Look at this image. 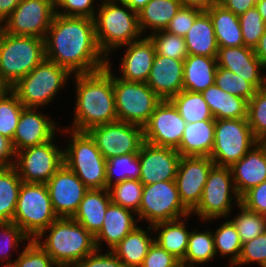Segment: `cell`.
I'll list each match as a JSON object with an SVG mask.
<instances>
[{
    "mask_svg": "<svg viewBox=\"0 0 266 267\" xmlns=\"http://www.w3.org/2000/svg\"><path fill=\"white\" fill-rule=\"evenodd\" d=\"M57 218L46 184L22 182L13 223L32 240Z\"/></svg>",
    "mask_w": 266,
    "mask_h": 267,
    "instance_id": "8",
    "label": "cell"
},
{
    "mask_svg": "<svg viewBox=\"0 0 266 267\" xmlns=\"http://www.w3.org/2000/svg\"><path fill=\"white\" fill-rule=\"evenodd\" d=\"M55 14L49 0H22L0 28L8 34L44 39Z\"/></svg>",
    "mask_w": 266,
    "mask_h": 267,
    "instance_id": "14",
    "label": "cell"
},
{
    "mask_svg": "<svg viewBox=\"0 0 266 267\" xmlns=\"http://www.w3.org/2000/svg\"><path fill=\"white\" fill-rule=\"evenodd\" d=\"M34 240L55 264L78 263L96 250L94 236L73 218L58 217Z\"/></svg>",
    "mask_w": 266,
    "mask_h": 267,
    "instance_id": "4",
    "label": "cell"
},
{
    "mask_svg": "<svg viewBox=\"0 0 266 267\" xmlns=\"http://www.w3.org/2000/svg\"><path fill=\"white\" fill-rule=\"evenodd\" d=\"M94 0H63L57 7L65 10L64 12L56 9L57 15L62 16H76L94 18L96 10H94Z\"/></svg>",
    "mask_w": 266,
    "mask_h": 267,
    "instance_id": "51",
    "label": "cell"
},
{
    "mask_svg": "<svg viewBox=\"0 0 266 267\" xmlns=\"http://www.w3.org/2000/svg\"><path fill=\"white\" fill-rule=\"evenodd\" d=\"M110 203L107 188L89 189L72 218L95 236L103 226L104 215Z\"/></svg>",
    "mask_w": 266,
    "mask_h": 267,
    "instance_id": "26",
    "label": "cell"
},
{
    "mask_svg": "<svg viewBox=\"0 0 266 267\" xmlns=\"http://www.w3.org/2000/svg\"><path fill=\"white\" fill-rule=\"evenodd\" d=\"M214 84L223 91L249 101L255 94L256 88L247 80L233 71L217 67Z\"/></svg>",
    "mask_w": 266,
    "mask_h": 267,
    "instance_id": "45",
    "label": "cell"
},
{
    "mask_svg": "<svg viewBox=\"0 0 266 267\" xmlns=\"http://www.w3.org/2000/svg\"><path fill=\"white\" fill-rule=\"evenodd\" d=\"M111 62L104 69L87 74H74L76 104L70 129L87 132L91 128L118 121L113 90Z\"/></svg>",
    "mask_w": 266,
    "mask_h": 267,
    "instance_id": "2",
    "label": "cell"
},
{
    "mask_svg": "<svg viewBox=\"0 0 266 267\" xmlns=\"http://www.w3.org/2000/svg\"><path fill=\"white\" fill-rule=\"evenodd\" d=\"M215 120L186 123L177 151L181 156L210 157L214 144Z\"/></svg>",
    "mask_w": 266,
    "mask_h": 267,
    "instance_id": "27",
    "label": "cell"
},
{
    "mask_svg": "<svg viewBox=\"0 0 266 267\" xmlns=\"http://www.w3.org/2000/svg\"><path fill=\"white\" fill-rule=\"evenodd\" d=\"M179 260L153 242L140 267H172Z\"/></svg>",
    "mask_w": 266,
    "mask_h": 267,
    "instance_id": "53",
    "label": "cell"
},
{
    "mask_svg": "<svg viewBox=\"0 0 266 267\" xmlns=\"http://www.w3.org/2000/svg\"><path fill=\"white\" fill-rule=\"evenodd\" d=\"M241 204L256 213L266 212V180L251 188L241 197Z\"/></svg>",
    "mask_w": 266,
    "mask_h": 267,
    "instance_id": "52",
    "label": "cell"
},
{
    "mask_svg": "<svg viewBox=\"0 0 266 267\" xmlns=\"http://www.w3.org/2000/svg\"><path fill=\"white\" fill-rule=\"evenodd\" d=\"M54 212L72 218L89 188L63 164L46 183Z\"/></svg>",
    "mask_w": 266,
    "mask_h": 267,
    "instance_id": "18",
    "label": "cell"
},
{
    "mask_svg": "<svg viewBox=\"0 0 266 267\" xmlns=\"http://www.w3.org/2000/svg\"><path fill=\"white\" fill-rule=\"evenodd\" d=\"M215 120L247 118L248 101L223 91L215 84L202 93Z\"/></svg>",
    "mask_w": 266,
    "mask_h": 267,
    "instance_id": "31",
    "label": "cell"
},
{
    "mask_svg": "<svg viewBox=\"0 0 266 267\" xmlns=\"http://www.w3.org/2000/svg\"><path fill=\"white\" fill-rule=\"evenodd\" d=\"M250 262H256L261 267H266V231L252 240L242 243L240 257L234 266Z\"/></svg>",
    "mask_w": 266,
    "mask_h": 267,
    "instance_id": "47",
    "label": "cell"
},
{
    "mask_svg": "<svg viewBox=\"0 0 266 267\" xmlns=\"http://www.w3.org/2000/svg\"><path fill=\"white\" fill-rule=\"evenodd\" d=\"M172 267H188L183 261H178L174 266Z\"/></svg>",
    "mask_w": 266,
    "mask_h": 267,
    "instance_id": "66",
    "label": "cell"
},
{
    "mask_svg": "<svg viewBox=\"0 0 266 267\" xmlns=\"http://www.w3.org/2000/svg\"><path fill=\"white\" fill-rule=\"evenodd\" d=\"M180 153L173 148L143 142L139 150L140 181L143 185L175 180Z\"/></svg>",
    "mask_w": 266,
    "mask_h": 267,
    "instance_id": "19",
    "label": "cell"
},
{
    "mask_svg": "<svg viewBox=\"0 0 266 267\" xmlns=\"http://www.w3.org/2000/svg\"><path fill=\"white\" fill-rule=\"evenodd\" d=\"M15 262L18 267H54L56 265L34 239L29 240Z\"/></svg>",
    "mask_w": 266,
    "mask_h": 267,
    "instance_id": "49",
    "label": "cell"
},
{
    "mask_svg": "<svg viewBox=\"0 0 266 267\" xmlns=\"http://www.w3.org/2000/svg\"><path fill=\"white\" fill-rule=\"evenodd\" d=\"M155 47V53L177 60H185L188 56L185 38L171 34L165 30L148 36Z\"/></svg>",
    "mask_w": 266,
    "mask_h": 267,
    "instance_id": "44",
    "label": "cell"
},
{
    "mask_svg": "<svg viewBox=\"0 0 266 267\" xmlns=\"http://www.w3.org/2000/svg\"><path fill=\"white\" fill-rule=\"evenodd\" d=\"M202 11L182 6L180 10L175 14V16L171 19L168 27L165 31L178 35L180 37H185L189 29L192 27L195 18Z\"/></svg>",
    "mask_w": 266,
    "mask_h": 267,
    "instance_id": "50",
    "label": "cell"
},
{
    "mask_svg": "<svg viewBox=\"0 0 266 267\" xmlns=\"http://www.w3.org/2000/svg\"><path fill=\"white\" fill-rule=\"evenodd\" d=\"M135 212L120 205L110 203L104 215L103 226L94 236L96 249L100 251L104 241L110 251L137 227Z\"/></svg>",
    "mask_w": 266,
    "mask_h": 267,
    "instance_id": "25",
    "label": "cell"
},
{
    "mask_svg": "<svg viewBox=\"0 0 266 267\" xmlns=\"http://www.w3.org/2000/svg\"><path fill=\"white\" fill-rule=\"evenodd\" d=\"M256 1L257 0H217L224 8L238 16L245 13L248 9L255 7Z\"/></svg>",
    "mask_w": 266,
    "mask_h": 267,
    "instance_id": "55",
    "label": "cell"
},
{
    "mask_svg": "<svg viewBox=\"0 0 266 267\" xmlns=\"http://www.w3.org/2000/svg\"><path fill=\"white\" fill-rule=\"evenodd\" d=\"M237 206L241 213L239 212L231 221L236 226L242 243L252 240L266 231L264 214L251 211L241 203Z\"/></svg>",
    "mask_w": 266,
    "mask_h": 267,
    "instance_id": "41",
    "label": "cell"
},
{
    "mask_svg": "<svg viewBox=\"0 0 266 267\" xmlns=\"http://www.w3.org/2000/svg\"><path fill=\"white\" fill-rule=\"evenodd\" d=\"M216 60L218 67L233 71L250 82L257 90L266 86V75H262V70L266 68L253 48L218 47Z\"/></svg>",
    "mask_w": 266,
    "mask_h": 267,
    "instance_id": "20",
    "label": "cell"
},
{
    "mask_svg": "<svg viewBox=\"0 0 266 267\" xmlns=\"http://www.w3.org/2000/svg\"><path fill=\"white\" fill-rule=\"evenodd\" d=\"M56 267H79L78 263H58Z\"/></svg>",
    "mask_w": 266,
    "mask_h": 267,
    "instance_id": "63",
    "label": "cell"
},
{
    "mask_svg": "<svg viewBox=\"0 0 266 267\" xmlns=\"http://www.w3.org/2000/svg\"><path fill=\"white\" fill-rule=\"evenodd\" d=\"M0 230V238H2L0 241L4 240L0 242V261L11 262L10 254L8 255L9 250L14 251V248L16 250L20 242L31 239L13 222H1Z\"/></svg>",
    "mask_w": 266,
    "mask_h": 267,
    "instance_id": "48",
    "label": "cell"
},
{
    "mask_svg": "<svg viewBox=\"0 0 266 267\" xmlns=\"http://www.w3.org/2000/svg\"><path fill=\"white\" fill-rule=\"evenodd\" d=\"M52 121L43 113H39L37 108L24 107L11 141L15 153L24 148L41 145L52 140L56 136L57 130L54 121Z\"/></svg>",
    "mask_w": 266,
    "mask_h": 267,
    "instance_id": "21",
    "label": "cell"
},
{
    "mask_svg": "<svg viewBox=\"0 0 266 267\" xmlns=\"http://www.w3.org/2000/svg\"><path fill=\"white\" fill-rule=\"evenodd\" d=\"M62 130L72 135L69 144H66L68 146L64 149V164L89 189L107 188L106 159L102 156L94 139L88 132L69 128L66 131Z\"/></svg>",
    "mask_w": 266,
    "mask_h": 267,
    "instance_id": "6",
    "label": "cell"
},
{
    "mask_svg": "<svg viewBox=\"0 0 266 267\" xmlns=\"http://www.w3.org/2000/svg\"><path fill=\"white\" fill-rule=\"evenodd\" d=\"M170 101L177 108L186 123L215 120L203 95L199 92L182 90L173 96Z\"/></svg>",
    "mask_w": 266,
    "mask_h": 267,
    "instance_id": "36",
    "label": "cell"
},
{
    "mask_svg": "<svg viewBox=\"0 0 266 267\" xmlns=\"http://www.w3.org/2000/svg\"><path fill=\"white\" fill-rule=\"evenodd\" d=\"M2 267H18L16 262H7L6 264H4Z\"/></svg>",
    "mask_w": 266,
    "mask_h": 267,
    "instance_id": "65",
    "label": "cell"
},
{
    "mask_svg": "<svg viewBox=\"0 0 266 267\" xmlns=\"http://www.w3.org/2000/svg\"><path fill=\"white\" fill-rule=\"evenodd\" d=\"M70 75L67 69L45 58L12 86L11 90L24 107L39 109L54 100V96L66 85Z\"/></svg>",
    "mask_w": 266,
    "mask_h": 267,
    "instance_id": "7",
    "label": "cell"
},
{
    "mask_svg": "<svg viewBox=\"0 0 266 267\" xmlns=\"http://www.w3.org/2000/svg\"><path fill=\"white\" fill-rule=\"evenodd\" d=\"M101 3L98 4L101 6L93 21L97 45L107 58L113 49L116 50V48L139 40L142 32L137 13L124 1L104 0Z\"/></svg>",
    "mask_w": 266,
    "mask_h": 267,
    "instance_id": "3",
    "label": "cell"
},
{
    "mask_svg": "<svg viewBox=\"0 0 266 267\" xmlns=\"http://www.w3.org/2000/svg\"><path fill=\"white\" fill-rule=\"evenodd\" d=\"M186 121L170 100H162L143 127L144 141L155 146L178 149Z\"/></svg>",
    "mask_w": 266,
    "mask_h": 267,
    "instance_id": "16",
    "label": "cell"
},
{
    "mask_svg": "<svg viewBox=\"0 0 266 267\" xmlns=\"http://www.w3.org/2000/svg\"><path fill=\"white\" fill-rule=\"evenodd\" d=\"M255 7L258 9L264 23L266 24V0H257Z\"/></svg>",
    "mask_w": 266,
    "mask_h": 267,
    "instance_id": "61",
    "label": "cell"
},
{
    "mask_svg": "<svg viewBox=\"0 0 266 267\" xmlns=\"http://www.w3.org/2000/svg\"><path fill=\"white\" fill-rule=\"evenodd\" d=\"M22 0H0V26Z\"/></svg>",
    "mask_w": 266,
    "mask_h": 267,
    "instance_id": "57",
    "label": "cell"
},
{
    "mask_svg": "<svg viewBox=\"0 0 266 267\" xmlns=\"http://www.w3.org/2000/svg\"><path fill=\"white\" fill-rule=\"evenodd\" d=\"M15 151L11 140L0 134V166H11L14 164Z\"/></svg>",
    "mask_w": 266,
    "mask_h": 267,
    "instance_id": "56",
    "label": "cell"
},
{
    "mask_svg": "<svg viewBox=\"0 0 266 267\" xmlns=\"http://www.w3.org/2000/svg\"><path fill=\"white\" fill-rule=\"evenodd\" d=\"M247 120L254 137L266 142V86L256 90L248 101Z\"/></svg>",
    "mask_w": 266,
    "mask_h": 267,
    "instance_id": "43",
    "label": "cell"
},
{
    "mask_svg": "<svg viewBox=\"0 0 266 267\" xmlns=\"http://www.w3.org/2000/svg\"><path fill=\"white\" fill-rule=\"evenodd\" d=\"M23 108V104L12 90L0 99V134L11 141Z\"/></svg>",
    "mask_w": 266,
    "mask_h": 267,
    "instance_id": "42",
    "label": "cell"
},
{
    "mask_svg": "<svg viewBox=\"0 0 266 267\" xmlns=\"http://www.w3.org/2000/svg\"><path fill=\"white\" fill-rule=\"evenodd\" d=\"M191 212L180 200L175 180L161 181L143 185V193L138 220H146L149 225L173 221L191 216Z\"/></svg>",
    "mask_w": 266,
    "mask_h": 267,
    "instance_id": "11",
    "label": "cell"
},
{
    "mask_svg": "<svg viewBox=\"0 0 266 267\" xmlns=\"http://www.w3.org/2000/svg\"><path fill=\"white\" fill-rule=\"evenodd\" d=\"M185 221L182 219L159 222L154 225H148L147 230L157 231V238H154L160 247L173 255L179 261H183L187 247L190 232L187 230Z\"/></svg>",
    "mask_w": 266,
    "mask_h": 267,
    "instance_id": "32",
    "label": "cell"
},
{
    "mask_svg": "<svg viewBox=\"0 0 266 267\" xmlns=\"http://www.w3.org/2000/svg\"><path fill=\"white\" fill-rule=\"evenodd\" d=\"M99 252L96 249L93 253L79 261V267H124L123 263L112 251L109 250L106 254Z\"/></svg>",
    "mask_w": 266,
    "mask_h": 267,
    "instance_id": "54",
    "label": "cell"
},
{
    "mask_svg": "<svg viewBox=\"0 0 266 267\" xmlns=\"http://www.w3.org/2000/svg\"><path fill=\"white\" fill-rule=\"evenodd\" d=\"M216 57L188 55L184 60L183 90L202 93L214 84Z\"/></svg>",
    "mask_w": 266,
    "mask_h": 267,
    "instance_id": "28",
    "label": "cell"
},
{
    "mask_svg": "<svg viewBox=\"0 0 266 267\" xmlns=\"http://www.w3.org/2000/svg\"><path fill=\"white\" fill-rule=\"evenodd\" d=\"M53 141L54 138L15 153L13 166L22 182L46 184L64 164V150L58 149Z\"/></svg>",
    "mask_w": 266,
    "mask_h": 267,
    "instance_id": "13",
    "label": "cell"
},
{
    "mask_svg": "<svg viewBox=\"0 0 266 267\" xmlns=\"http://www.w3.org/2000/svg\"><path fill=\"white\" fill-rule=\"evenodd\" d=\"M190 231L188 247L183 262L188 267H196L193 264L208 263L215 258L216 251L213 233L209 230L204 232Z\"/></svg>",
    "mask_w": 266,
    "mask_h": 267,
    "instance_id": "38",
    "label": "cell"
},
{
    "mask_svg": "<svg viewBox=\"0 0 266 267\" xmlns=\"http://www.w3.org/2000/svg\"><path fill=\"white\" fill-rule=\"evenodd\" d=\"M241 32L244 40V46L255 48L266 30V24L263 21L258 9L253 7L239 16Z\"/></svg>",
    "mask_w": 266,
    "mask_h": 267,
    "instance_id": "46",
    "label": "cell"
},
{
    "mask_svg": "<svg viewBox=\"0 0 266 267\" xmlns=\"http://www.w3.org/2000/svg\"><path fill=\"white\" fill-rule=\"evenodd\" d=\"M122 1H124L134 12L138 13L144 8V6L150 0H122Z\"/></svg>",
    "mask_w": 266,
    "mask_h": 267,
    "instance_id": "60",
    "label": "cell"
},
{
    "mask_svg": "<svg viewBox=\"0 0 266 267\" xmlns=\"http://www.w3.org/2000/svg\"><path fill=\"white\" fill-rule=\"evenodd\" d=\"M148 231L137 226L128 233L111 251L123 263L124 267H140L154 238Z\"/></svg>",
    "mask_w": 266,
    "mask_h": 267,
    "instance_id": "33",
    "label": "cell"
},
{
    "mask_svg": "<svg viewBox=\"0 0 266 267\" xmlns=\"http://www.w3.org/2000/svg\"><path fill=\"white\" fill-rule=\"evenodd\" d=\"M233 200L237 205L241 203L230 167L214 165L208 174L200 202L191 213L197 214L204 222L223 218L230 214Z\"/></svg>",
    "mask_w": 266,
    "mask_h": 267,
    "instance_id": "12",
    "label": "cell"
},
{
    "mask_svg": "<svg viewBox=\"0 0 266 267\" xmlns=\"http://www.w3.org/2000/svg\"><path fill=\"white\" fill-rule=\"evenodd\" d=\"M118 121L144 127L162 99L144 82L126 81L113 75Z\"/></svg>",
    "mask_w": 266,
    "mask_h": 267,
    "instance_id": "10",
    "label": "cell"
},
{
    "mask_svg": "<svg viewBox=\"0 0 266 267\" xmlns=\"http://www.w3.org/2000/svg\"><path fill=\"white\" fill-rule=\"evenodd\" d=\"M87 132L106 160L114 156L139 153L144 142L143 127L122 121L98 125Z\"/></svg>",
    "mask_w": 266,
    "mask_h": 267,
    "instance_id": "15",
    "label": "cell"
},
{
    "mask_svg": "<svg viewBox=\"0 0 266 267\" xmlns=\"http://www.w3.org/2000/svg\"><path fill=\"white\" fill-rule=\"evenodd\" d=\"M214 162L210 157L181 156L175 182L183 205L191 212L200 202Z\"/></svg>",
    "mask_w": 266,
    "mask_h": 267,
    "instance_id": "17",
    "label": "cell"
},
{
    "mask_svg": "<svg viewBox=\"0 0 266 267\" xmlns=\"http://www.w3.org/2000/svg\"><path fill=\"white\" fill-rule=\"evenodd\" d=\"M185 38L188 55L216 57L218 45L212 20L206 11L196 18Z\"/></svg>",
    "mask_w": 266,
    "mask_h": 267,
    "instance_id": "30",
    "label": "cell"
},
{
    "mask_svg": "<svg viewBox=\"0 0 266 267\" xmlns=\"http://www.w3.org/2000/svg\"><path fill=\"white\" fill-rule=\"evenodd\" d=\"M127 46L121 60V78L126 81L146 83L155 58V47L148 36L133 41Z\"/></svg>",
    "mask_w": 266,
    "mask_h": 267,
    "instance_id": "24",
    "label": "cell"
},
{
    "mask_svg": "<svg viewBox=\"0 0 266 267\" xmlns=\"http://www.w3.org/2000/svg\"><path fill=\"white\" fill-rule=\"evenodd\" d=\"M257 143L247 118L215 120L210 158L215 165L231 167Z\"/></svg>",
    "mask_w": 266,
    "mask_h": 267,
    "instance_id": "9",
    "label": "cell"
},
{
    "mask_svg": "<svg viewBox=\"0 0 266 267\" xmlns=\"http://www.w3.org/2000/svg\"><path fill=\"white\" fill-rule=\"evenodd\" d=\"M63 0H49V2L57 9Z\"/></svg>",
    "mask_w": 266,
    "mask_h": 267,
    "instance_id": "64",
    "label": "cell"
},
{
    "mask_svg": "<svg viewBox=\"0 0 266 267\" xmlns=\"http://www.w3.org/2000/svg\"><path fill=\"white\" fill-rule=\"evenodd\" d=\"M111 202L137 213L141 203L143 184L140 180H125L108 188Z\"/></svg>",
    "mask_w": 266,
    "mask_h": 267,
    "instance_id": "40",
    "label": "cell"
},
{
    "mask_svg": "<svg viewBox=\"0 0 266 267\" xmlns=\"http://www.w3.org/2000/svg\"><path fill=\"white\" fill-rule=\"evenodd\" d=\"M254 51L263 66L266 68V30L261 36L258 45L254 48Z\"/></svg>",
    "mask_w": 266,
    "mask_h": 267,
    "instance_id": "59",
    "label": "cell"
},
{
    "mask_svg": "<svg viewBox=\"0 0 266 267\" xmlns=\"http://www.w3.org/2000/svg\"><path fill=\"white\" fill-rule=\"evenodd\" d=\"M182 6L195 8L200 11H207L211 6H213L217 0H180Z\"/></svg>",
    "mask_w": 266,
    "mask_h": 267,
    "instance_id": "58",
    "label": "cell"
},
{
    "mask_svg": "<svg viewBox=\"0 0 266 267\" xmlns=\"http://www.w3.org/2000/svg\"><path fill=\"white\" fill-rule=\"evenodd\" d=\"M116 175L117 177L115 178ZM140 176L141 165L139 161V153L114 156L106 160L107 189L113 184L123 182L128 179L140 180Z\"/></svg>",
    "mask_w": 266,
    "mask_h": 267,
    "instance_id": "37",
    "label": "cell"
},
{
    "mask_svg": "<svg viewBox=\"0 0 266 267\" xmlns=\"http://www.w3.org/2000/svg\"><path fill=\"white\" fill-rule=\"evenodd\" d=\"M230 169L240 197L264 182L266 180V142L257 143Z\"/></svg>",
    "mask_w": 266,
    "mask_h": 267,
    "instance_id": "23",
    "label": "cell"
},
{
    "mask_svg": "<svg viewBox=\"0 0 266 267\" xmlns=\"http://www.w3.org/2000/svg\"><path fill=\"white\" fill-rule=\"evenodd\" d=\"M181 7L180 0H150L137 13L142 34L147 29H151V33L165 30Z\"/></svg>",
    "mask_w": 266,
    "mask_h": 267,
    "instance_id": "34",
    "label": "cell"
},
{
    "mask_svg": "<svg viewBox=\"0 0 266 267\" xmlns=\"http://www.w3.org/2000/svg\"><path fill=\"white\" fill-rule=\"evenodd\" d=\"M213 24L218 47L244 46L239 16L216 2L206 11Z\"/></svg>",
    "mask_w": 266,
    "mask_h": 267,
    "instance_id": "29",
    "label": "cell"
},
{
    "mask_svg": "<svg viewBox=\"0 0 266 267\" xmlns=\"http://www.w3.org/2000/svg\"><path fill=\"white\" fill-rule=\"evenodd\" d=\"M184 60L155 54L147 85L162 99L170 100L183 90Z\"/></svg>",
    "mask_w": 266,
    "mask_h": 267,
    "instance_id": "22",
    "label": "cell"
},
{
    "mask_svg": "<svg viewBox=\"0 0 266 267\" xmlns=\"http://www.w3.org/2000/svg\"><path fill=\"white\" fill-rule=\"evenodd\" d=\"M11 91V86L0 75V99Z\"/></svg>",
    "mask_w": 266,
    "mask_h": 267,
    "instance_id": "62",
    "label": "cell"
},
{
    "mask_svg": "<svg viewBox=\"0 0 266 267\" xmlns=\"http://www.w3.org/2000/svg\"><path fill=\"white\" fill-rule=\"evenodd\" d=\"M213 233L216 255L230 256V267L234 266L240 257L242 242L233 222L225 221ZM219 252V253H218Z\"/></svg>",
    "mask_w": 266,
    "mask_h": 267,
    "instance_id": "39",
    "label": "cell"
},
{
    "mask_svg": "<svg viewBox=\"0 0 266 267\" xmlns=\"http://www.w3.org/2000/svg\"><path fill=\"white\" fill-rule=\"evenodd\" d=\"M46 58L44 39L0 28V75L12 87Z\"/></svg>",
    "mask_w": 266,
    "mask_h": 267,
    "instance_id": "5",
    "label": "cell"
},
{
    "mask_svg": "<svg viewBox=\"0 0 266 267\" xmlns=\"http://www.w3.org/2000/svg\"><path fill=\"white\" fill-rule=\"evenodd\" d=\"M44 43L46 58L73 75L97 72L107 65L92 18L55 14Z\"/></svg>",
    "mask_w": 266,
    "mask_h": 267,
    "instance_id": "1",
    "label": "cell"
},
{
    "mask_svg": "<svg viewBox=\"0 0 266 267\" xmlns=\"http://www.w3.org/2000/svg\"><path fill=\"white\" fill-rule=\"evenodd\" d=\"M21 184L13 165L0 166V223L13 222Z\"/></svg>",
    "mask_w": 266,
    "mask_h": 267,
    "instance_id": "35",
    "label": "cell"
}]
</instances>
